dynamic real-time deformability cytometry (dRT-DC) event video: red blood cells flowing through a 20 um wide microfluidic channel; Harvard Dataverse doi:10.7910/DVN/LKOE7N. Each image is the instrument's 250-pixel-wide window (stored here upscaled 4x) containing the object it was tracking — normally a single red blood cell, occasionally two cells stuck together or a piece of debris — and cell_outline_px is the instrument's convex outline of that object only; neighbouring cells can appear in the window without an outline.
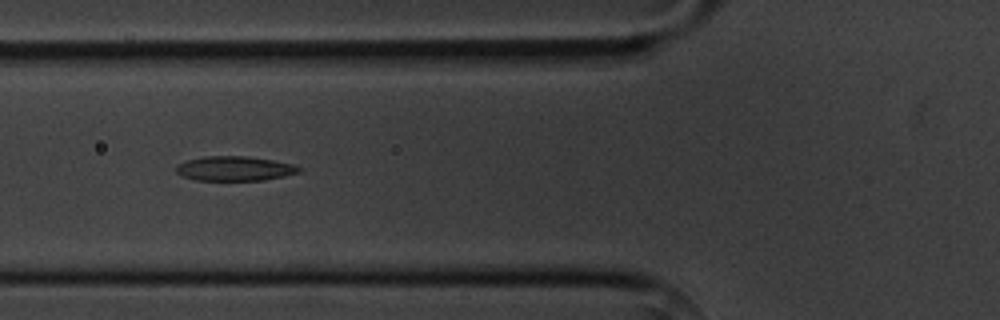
{"species": "common noctule bat (a hibernating species)", "species_latin": "Nyctalus noctula", "temperature_condition": "cold", "stored_images_in_passage": 6, "camera_frame_rate_fps": 3000, "um_per_image_px": 0.085, "animal": {"sex": "male", "body_mass_g": 20.1, "forearm_length_mm": 53.5}, "frame": {"image": 1, "passage_image": 5, "time_ms": 5.0, "image_size_px": [1000, 320], "cell_outline_px": [[300, 172], [284, 176], [264, 180], [196, 180], [180, 176], [176, 172], [176, 164], [188, 160], [204, 156], [248, 156], [272, 160], [292, 164], [300, 168]], "centroid_in_image_um": [19.9, 14.32], "position_along_channel_um": 105.9, "area_um2": 17.57}}
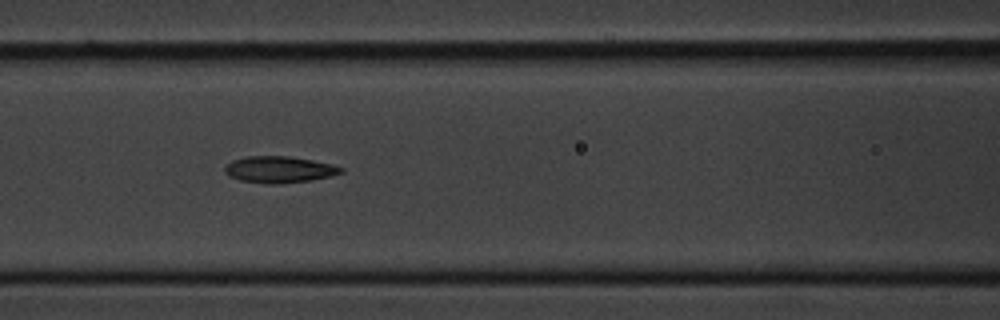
{"frame": {"image": 2, "passage_image": 6, "time_ms": 6.0, "image_size_px": [1000, 320], "cell_outline_px": [[344, 172], [332, 176], [312, 180], [280, 184], [268, 184], [240, 180], [228, 176], [224, 172], [224, 168], [232, 160], [244, 156], [288, 156], [312, 160], [332, 164], [344, 168]], "centroid_in_image_um": [23.74, 14.41], "position_along_channel_um": 142.9, "area_um2": 18.15}}